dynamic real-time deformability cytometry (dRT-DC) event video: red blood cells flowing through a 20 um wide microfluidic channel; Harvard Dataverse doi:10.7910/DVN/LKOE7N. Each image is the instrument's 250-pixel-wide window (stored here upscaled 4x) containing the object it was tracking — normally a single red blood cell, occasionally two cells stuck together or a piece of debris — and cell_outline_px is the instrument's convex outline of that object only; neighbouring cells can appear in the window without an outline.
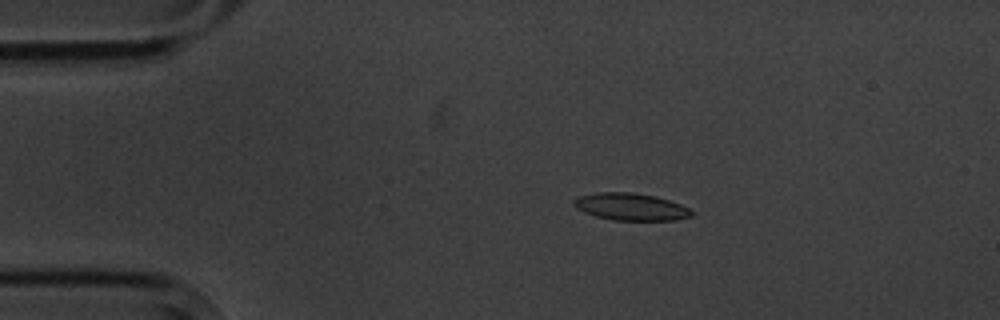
{"species": "common noctule bat (a hibernating species)", "species_latin": "Nyctalus noctula", "temperature_condition": "cold", "stored_images_in_passage": 5, "camera_frame_rate_fps": 3000, "um_per_image_px": 0.085, "animal": {"sex": "male", "body_mass_g": 20.1, "forearm_length_mm": 53.5}, "frame": {"image": 1, "passage_image": 4, "time_ms": 3.333, "image_size_px": [1000, 320], "cell_outline_px": [[692, 216], [676, 220], [612, 220], [596, 216], [584, 212], [576, 208], [572, 204], [572, 200], [580, 196], [596, 192], [632, 192], [656, 196], [680, 204], [688, 208], [692, 212]], "centroid_in_image_um": [53.58, 17.57], "position_along_channel_um": 31.4, "area_um2": 18.67}}